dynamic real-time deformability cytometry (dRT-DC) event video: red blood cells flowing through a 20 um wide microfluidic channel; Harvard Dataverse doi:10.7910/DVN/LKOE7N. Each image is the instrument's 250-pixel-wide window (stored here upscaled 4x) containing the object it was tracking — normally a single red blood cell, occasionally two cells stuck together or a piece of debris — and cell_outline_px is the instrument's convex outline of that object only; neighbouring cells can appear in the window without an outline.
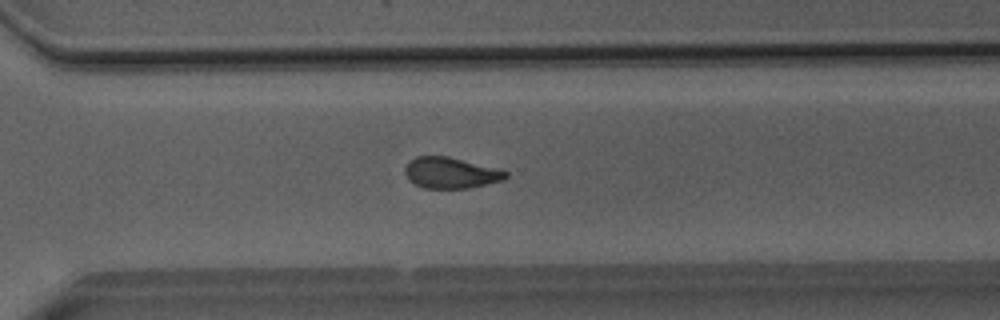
{"species": "Egyptian fruit bat (a non-hibernating species)", "species_latin": "Rousettus aegyptiacus", "temperature_condition": "room temperature", "stored_images_in_passage": 48, "camera_frame_rate_fps": 3000, "um_per_image_px": 0.085, "animal": {"sex": "male"}, "frame": {"image": 1, "passage_image": 34, "time_ms": 11.0, "image_size_px": [1000, 320], "cell_outline_px": [[508, 176], [504, 180], [488, 184], [468, 188], [424, 188], [408, 180], [404, 172], [404, 168], [408, 160], [416, 156], [448, 156], [508, 172]], "centroid_in_image_um": [38.26, 14.69], "position_along_channel_um": 332.3, "area_um2": 18.15}}
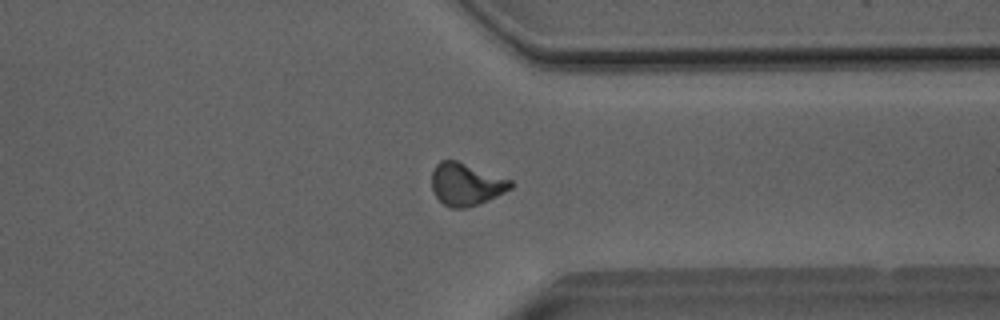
{"frame": {"image": 2, "passage_image": 37, "time_ms": 12.0, "image_size_px": [1000, 320], "cell_outline_px": [[512, 188], [480, 204], [464, 208], [452, 208], [444, 204], [432, 192], [432, 172], [436, 164], [440, 160], [456, 160], [512, 180]], "centroid_in_image_um": [39.6, 15.66], "position_along_channel_um": 371.8, "area_um2": 19.42}}
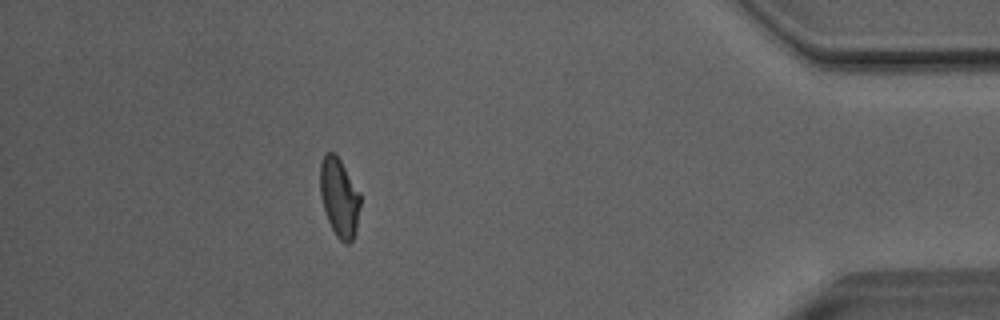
{"frame": {"image": 3, "passage_image": 43, "time_ms": 14.0, "image_size_px": [1000, 320], "cell_outline_px": [[360, 208], [356, 232], [352, 240], [348, 244], [344, 244], [336, 236], [324, 212], [320, 196], [320, 164], [324, 152], [332, 152], [340, 160], [360, 192]], "centroid_in_image_um": [28.83, 16.8], "position_along_channel_um": 406.4, "area_um2": 18.61}, "authors_computed_cell_mechanics": {"area_um2": 19.2763, "velocity_mm_per_s": 4.0872, "shape_relaxation_time_tau1_ms": 8.6793, "shape_relaxation_time_tau2_ms": 2.1676, "deformation_change_tau1": 0.1854, "deformation_change_tau2": 0.0897}}